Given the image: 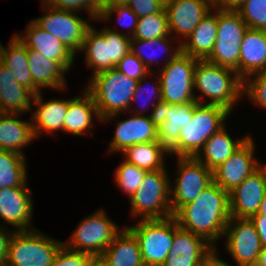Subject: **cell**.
<instances>
[{"label":"cell","instance_id":"32","mask_svg":"<svg viewBox=\"0 0 266 266\" xmlns=\"http://www.w3.org/2000/svg\"><path fill=\"white\" fill-rule=\"evenodd\" d=\"M84 97L68 100V110L64 119V131L77 136H82L84 131H89L93 115L100 119L92 95L85 89Z\"/></svg>","mask_w":266,"mask_h":266},{"label":"cell","instance_id":"19","mask_svg":"<svg viewBox=\"0 0 266 266\" xmlns=\"http://www.w3.org/2000/svg\"><path fill=\"white\" fill-rule=\"evenodd\" d=\"M135 111L133 117L117 123L109 151L122 152L126 148L138 143L157 141V115L146 116L143 114V110Z\"/></svg>","mask_w":266,"mask_h":266},{"label":"cell","instance_id":"49","mask_svg":"<svg viewBox=\"0 0 266 266\" xmlns=\"http://www.w3.org/2000/svg\"><path fill=\"white\" fill-rule=\"evenodd\" d=\"M216 253L217 249H215V253L202 266H231L227 262L221 260L220 257L218 258Z\"/></svg>","mask_w":266,"mask_h":266},{"label":"cell","instance_id":"35","mask_svg":"<svg viewBox=\"0 0 266 266\" xmlns=\"http://www.w3.org/2000/svg\"><path fill=\"white\" fill-rule=\"evenodd\" d=\"M168 16L165 8L156 14L138 18L136 31L131 39L150 40L169 36Z\"/></svg>","mask_w":266,"mask_h":266},{"label":"cell","instance_id":"5","mask_svg":"<svg viewBox=\"0 0 266 266\" xmlns=\"http://www.w3.org/2000/svg\"><path fill=\"white\" fill-rule=\"evenodd\" d=\"M230 113L222 106L197 102L193 118L180 130L179 157H195L204 143L224 127L225 119Z\"/></svg>","mask_w":266,"mask_h":266},{"label":"cell","instance_id":"50","mask_svg":"<svg viewBox=\"0 0 266 266\" xmlns=\"http://www.w3.org/2000/svg\"><path fill=\"white\" fill-rule=\"evenodd\" d=\"M255 266H266V247H262Z\"/></svg>","mask_w":266,"mask_h":266},{"label":"cell","instance_id":"14","mask_svg":"<svg viewBox=\"0 0 266 266\" xmlns=\"http://www.w3.org/2000/svg\"><path fill=\"white\" fill-rule=\"evenodd\" d=\"M226 248L237 266H255L262 245L254 224L249 218L231 217L224 231Z\"/></svg>","mask_w":266,"mask_h":266},{"label":"cell","instance_id":"25","mask_svg":"<svg viewBox=\"0 0 266 266\" xmlns=\"http://www.w3.org/2000/svg\"><path fill=\"white\" fill-rule=\"evenodd\" d=\"M34 94L20 85L11 71L0 62V113H25L32 110Z\"/></svg>","mask_w":266,"mask_h":266},{"label":"cell","instance_id":"46","mask_svg":"<svg viewBox=\"0 0 266 266\" xmlns=\"http://www.w3.org/2000/svg\"><path fill=\"white\" fill-rule=\"evenodd\" d=\"M14 231L7 232L5 227L0 226V263L6 262L10 239Z\"/></svg>","mask_w":266,"mask_h":266},{"label":"cell","instance_id":"33","mask_svg":"<svg viewBox=\"0 0 266 266\" xmlns=\"http://www.w3.org/2000/svg\"><path fill=\"white\" fill-rule=\"evenodd\" d=\"M125 161L148 171L164 169V152L157 141L138 143L122 151Z\"/></svg>","mask_w":266,"mask_h":266},{"label":"cell","instance_id":"55","mask_svg":"<svg viewBox=\"0 0 266 266\" xmlns=\"http://www.w3.org/2000/svg\"><path fill=\"white\" fill-rule=\"evenodd\" d=\"M207 1H209L211 4H213L214 7L216 6V1H217V0H207Z\"/></svg>","mask_w":266,"mask_h":266},{"label":"cell","instance_id":"8","mask_svg":"<svg viewBox=\"0 0 266 266\" xmlns=\"http://www.w3.org/2000/svg\"><path fill=\"white\" fill-rule=\"evenodd\" d=\"M167 171L159 169L144 175L139 189L130 197L133 216L144 219H164L172 216L170 208L171 181Z\"/></svg>","mask_w":266,"mask_h":266},{"label":"cell","instance_id":"13","mask_svg":"<svg viewBox=\"0 0 266 266\" xmlns=\"http://www.w3.org/2000/svg\"><path fill=\"white\" fill-rule=\"evenodd\" d=\"M43 6L47 13L33 22L42 30L58 38L74 55L82 47L90 23L80 18L74 11ZM75 13V14H74Z\"/></svg>","mask_w":266,"mask_h":266},{"label":"cell","instance_id":"7","mask_svg":"<svg viewBox=\"0 0 266 266\" xmlns=\"http://www.w3.org/2000/svg\"><path fill=\"white\" fill-rule=\"evenodd\" d=\"M178 227L173 215L164 219H141L136 226L127 227L138 240L143 266L164 264Z\"/></svg>","mask_w":266,"mask_h":266},{"label":"cell","instance_id":"42","mask_svg":"<svg viewBox=\"0 0 266 266\" xmlns=\"http://www.w3.org/2000/svg\"><path fill=\"white\" fill-rule=\"evenodd\" d=\"M115 68L130 79L136 81H139L142 77L150 74L145 64L132 52L125 55Z\"/></svg>","mask_w":266,"mask_h":266},{"label":"cell","instance_id":"12","mask_svg":"<svg viewBox=\"0 0 266 266\" xmlns=\"http://www.w3.org/2000/svg\"><path fill=\"white\" fill-rule=\"evenodd\" d=\"M177 158L179 176L176 178V185L172 186L173 189L170 187L172 215L182 206L194 201L201 191L213 182L212 171L195 157Z\"/></svg>","mask_w":266,"mask_h":266},{"label":"cell","instance_id":"17","mask_svg":"<svg viewBox=\"0 0 266 266\" xmlns=\"http://www.w3.org/2000/svg\"><path fill=\"white\" fill-rule=\"evenodd\" d=\"M215 249L203 237L178 227L162 266H202L215 253Z\"/></svg>","mask_w":266,"mask_h":266},{"label":"cell","instance_id":"20","mask_svg":"<svg viewBox=\"0 0 266 266\" xmlns=\"http://www.w3.org/2000/svg\"><path fill=\"white\" fill-rule=\"evenodd\" d=\"M214 8L207 0H169L165 2L170 35L173 32L185 40L200 21Z\"/></svg>","mask_w":266,"mask_h":266},{"label":"cell","instance_id":"53","mask_svg":"<svg viewBox=\"0 0 266 266\" xmlns=\"http://www.w3.org/2000/svg\"><path fill=\"white\" fill-rule=\"evenodd\" d=\"M109 0H94V4L101 10Z\"/></svg>","mask_w":266,"mask_h":266},{"label":"cell","instance_id":"10","mask_svg":"<svg viewBox=\"0 0 266 266\" xmlns=\"http://www.w3.org/2000/svg\"><path fill=\"white\" fill-rule=\"evenodd\" d=\"M197 60L180 52L173 60L163 64V69H159L163 104L180 105L191 101L203 104L193 92Z\"/></svg>","mask_w":266,"mask_h":266},{"label":"cell","instance_id":"54","mask_svg":"<svg viewBox=\"0 0 266 266\" xmlns=\"http://www.w3.org/2000/svg\"><path fill=\"white\" fill-rule=\"evenodd\" d=\"M93 266H105L99 259H95Z\"/></svg>","mask_w":266,"mask_h":266},{"label":"cell","instance_id":"47","mask_svg":"<svg viewBox=\"0 0 266 266\" xmlns=\"http://www.w3.org/2000/svg\"><path fill=\"white\" fill-rule=\"evenodd\" d=\"M249 219L257 230L262 247H266V219H264V215H253Z\"/></svg>","mask_w":266,"mask_h":266},{"label":"cell","instance_id":"15","mask_svg":"<svg viewBox=\"0 0 266 266\" xmlns=\"http://www.w3.org/2000/svg\"><path fill=\"white\" fill-rule=\"evenodd\" d=\"M254 148L253 139L249 136L225 162L212 171L213 182L228 193L241 184L261 166L253 158Z\"/></svg>","mask_w":266,"mask_h":266},{"label":"cell","instance_id":"48","mask_svg":"<svg viewBox=\"0 0 266 266\" xmlns=\"http://www.w3.org/2000/svg\"><path fill=\"white\" fill-rule=\"evenodd\" d=\"M245 0H217L216 6L221 9L236 10Z\"/></svg>","mask_w":266,"mask_h":266},{"label":"cell","instance_id":"38","mask_svg":"<svg viewBox=\"0 0 266 266\" xmlns=\"http://www.w3.org/2000/svg\"><path fill=\"white\" fill-rule=\"evenodd\" d=\"M236 11L249 29H266V0H245Z\"/></svg>","mask_w":266,"mask_h":266},{"label":"cell","instance_id":"40","mask_svg":"<svg viewBox=\"0 0 266 266\" xmlns=\"http://www.w3.org/2000/svg\"><path fill=\"white\" fill-rule=\"evenodd\" d=\"M94 261L95 258L92 255L68 249L63 244L51 266H93Z\"/></svg>","mask_w":266,"mask_h":266},{"label":"cell","instance_id":"37","mask_svg":"<svg viewBox=\"0 0 266 266\" xmlns=\"http://www.w3.org/2000/svg\"><path fill=\"white\" fill-rule=\"evenodd\" d=\"M146 172V170L124 160L115 171V181L130 198L139 189Z\"/></svg>","mask_w":266,"mask_h":266},{"label":"cell","instance_id":"45","mask_svg":"<svg viewBox=\"0 0 266 266\" xmlns=\"http://www.w3.org/2000/svg\"><path fill=\"white\" fill-rule=\"evenodd\" d=\"M127 5L138 18L160 13L165 8L163 0H130Z\"/></svg>","mask_w":266,"mask_h":266},{"label":"cell","instance_id":"16","mask_svg":"<svg viewBox=\"0 0 266 266\" xmlns=\"http://www.w3.org/2000/svg\"><path fill=\"white\" fill-rule=\"evenodd\" d=\"M191 101L180 105L162 104L158 108L157 142L164 153L179 157V134L187 121L193 118L194 105Z\"/></svg>","mask_w":266,"mask_h":266},{"label":"cell","instance_id":"28","mask_svg":"<svg viewBox=\"0 0 266 266\" xmlns=\"http://www.w3.org/2000/svg\"><path fill=\"white\" fill-rule=\"evenodd\" d=\"M6 49L0 44V62L5 65L18 83L29 89L34 95L41 93L34 85L28 64V49L13 35Z\"/></svg>","mask_w":266,"mask_h":266},{"label":"cell","instance_id":"24","mask_svg":"<svg viewBox=\"0 0 266 266\" xmlns=\"http://www.w3.org/2000/svg\"><path fill=\"white\" fill-rule=\"evenodd\" d=\"M98 259L105 266H143L138 240L127 227L114 237Z\"/></svg>","mask_w":266,"mask_h":266},{"label":"cell","instance_id":"23","mask_svg":"<svg viewBox=\"0 0 266 266\" xmlns=\"http://www.w3.org/2000/svg\"><path fill=\"white\" fill-rule=\"evenodd\" d=\"M265 71L266 32L248 28L241 42L238 76L244 81L250 75Z\"/></svg>","mask_w":266,"mask_h":266},{"label":"cell","instance_id":"30","mask_svg":"<svg viewBox=\"0 0 266 266\" xmlns=\"http://www.w3.org/2000/svg\"><path fill=\"white\" fill-rule=\"evenodd\" d=\"M225 128L226 126L213 134L195 156L198 161L203 163L211 171L225 162L250 136L248 135L234 140L226 132Z\"/></svg>","mask_w":266,"mask_h":266},{"label":"cell","instance_id":"3","mask_svg":"<svg viewBox=\"0 0 266 266\" xmlns=\"http://www.w3.org/2000/svg\"><path fill=\"white\" fill-rule=\"evenodd\" d=\"M194 89H198L209 98L208 104L222 106L231 112L243 95V80L235 70L207 60H197L194 70Z\"/></svg>","mask_w":266,"mask_h":266},{"label":"cell","instance_id":"39","mask_svg":"<svg viewBox=\"0 0 266 266\" xmlns=\"http://www.w3.org/2000/svg\"><path fill=\"white\" fill-rule=\"evenodd\" d=\"M244 94L254 101L255 104L266 109V73H256L248 76L243 81V95Z\"/></svg>","mask_w":266,"mask_h":266},{"label":"cell","instance_id":"51","mask_svg":"<svg viewBox=\"0 0 266 266\" xmlns=\"http://www.w3.org/2000/svg\"><path fill=\"white\" fill-rule=\"evenodd\" d=\"M129 1L130 0H109V2L103 8L127 5Z\"/></svg>","mask_w":266,"mask_h":266},{"label":"cell","instance_id":"52","mask_svg":"<svg viewBox=\"0 0 266 266\" xmlns=\"http://www.w3.org/2000/svg\"><path fill=\"white\" fill-rule=\"evenodd\" d=\"M255 215H264V219H266V192L260 204V208L257 214Z\"/></svg>","mask_w":266,"mask_h":266},{"label":"cell","instance_id":"6","mask_svg":"<svg viewBox=\"0 0 266 266\" xmlns=\"http://www.w3.org/2000/svg\"><path fill=\"white\" fill-rule=\"evenodd\" d=\"M64 242L37 229L15 230L9 243L7 266H51Z\"/></svg>","mask_w":266,"mask_h":266},{"label":"cell","instance_id":"22","mask_svg":"<svg viewBox=\"0 0 266 266\" xmlns=\"http://www.w3.org/2000/svg\"><path fill=\"white\" fill-rule=\"evenodd\" d=\"M25 35L15 34L27 49L38 51L45 58L58 62L66 71L73 65L74 54L55 36L42 30L33 21L24 31Z\"/></svg>","mask_w":266,"mask_h":266},{"label":"cell","instance_id":"31","mask_svg":"<svg viewBox=\"0 0 266 266\" xmlns=\"http://www.w3.org/2000/svg\"><path fill=\"white\" fill-rule=\"evenodd\" d=\"M29 71L34 85L41 90V87L53 89L66 88L64 73L67 71L56 61L45 58L38 51L28 49Z\"/></svg>","mask_w":266,"mask_h":266},{"label":"cell","instance_id":"4","mask_svg":"<svg viewBox=\"0 0 266 266\" xmlns=\"http://www.w3.org/2000/svg\"><path fill=\"white\" fill-rule=\"evenodd\" d=\"M80 50L85 51V61L94 70L95 75L115 68L119 61L131 52V35L109 28L98 32L91 26Z\"/></svg>","mask_w":266,"mask_h":266},{"label":"cell","instance_id":"11","mask_svg":"<svg viewBox=\"0 0 266 266\" xmlns=\"http://www.w3.org/2000/svg\"><path fill=\"white\" fill-rule=\"evenodd\" d=\"M120 231L106 213L99 209L81 221L70 242L64 245L68 249L88 253L98 259Z\"/></svg>","mask_w":266,"mask_h":266},{"label":"cell","instance_id":"36","mask_svg":"<svg viewBox=\"0 0 266 266\" xmlns=\"http://www.w3.org/2000/svg\"><path fill=\"white\" fill-rule=\"evenodd\" d=\"M168 40H170V35L169 36H166V37H161V38H153V39H150V40L131 39V52L134 55H136L145 64V66L150 71L151 70L150 68H151L152 64L155 63L154 57L157 54H155L152 51V54L151 55H149V56L147 55L146 56L145 54H143V51H144L143 48L146 49V47H148V48L150 47L149 49H151V48L154 47V49H155V48H158L159 47V49L160 48L163 49V47H164L165 49H163V50H165L166 53L167 52L169 53L168 54L169 59L168 60L166 59V62H165V64H167L170 60H173L181 52V43H179L178 44V47H176L175 49H173V52H171L170 50L172 49L171 47H173V46L170 45L171 42L168 41ZM136 45L137 46L139 45V47H136ZM152 55H154V57Z\"/></svg>","mask_w":266,"mask_h":266},{"label":"cell","instance_id":"21","mask_svg":"<svg viewBox=\"0 0 266 266\" xmlns=\"http://www.w3.org/2000/svg\"><path fill=\"white\" fill-rule=\"evenodd\" d=\"M33 203L31 190L27 186L0 189V218L17 231L29 230ZM28 228V229H27Z\"/></svg>","mask_w":266,"mask_h":266},{"label":"cell","instance_id":"2","mask_svg":"<svg viewBox=\"0 0 266 266\" xmlns=\"http://www.w3.org/2000/svg\"><path fill=\"white\" fill-rule=\"evenodd\" d=\"M137 83L116 68L92 76L85 89L92 95L102 122L121 112H134L130 106Z\"/></svg>","mask_w":266,"mask_h":266},{"label":"cell","instance_id":"44","mask_svg":"<svg viewBox=\"0 0 266 266\" xmlns=\"http://www.w3.org/2000/svg\"><path fill=\"white\" fill-rule=\"evenodd\" d=\"M147 77L148 76L146 75V76L142 77L138 81L136 90H135L134 95H133V98H132V104H133L134 101L137 102V100H140V97L142 96V94H143L144 91H145L144 93H146V92L149 93V91H150L152 94L151 95H148L150 97L147 96L149 98L147 100L150 101L151 100L150 98H152V96L155 97V98H153V101H152L153 103L151 102V104H152L151 106H153V107H152V110H151L152 112H151L150 115H157L158 108L163 104L162 94H161L160 79L159 78L157 79L158 81H157L156 85L153 86V89H149V88H146L145 89L142 82H145V79H147ZM154 99H156V102H155ZM145 102H146V100H145ZM143 105H144L143 106L144 108L147 107V106H145V104H143Z\"/></svg>","mask_w":266,"mask_h":266},{"label":"cell","instance_id":"43","mask_svg":"<svg viewBox=\"0 0 266 266\" xmlns=\"http://www.w3.org/2000/svg\"><path fill=\"white\" fill-rule=\"evenodd\" d=\"M45 4L67 11L87 10L89 17L93 20L98 19L100 9L94 4V0H46Z\"/></svg>","mask_w":266,"mask_h":266},{"label":"cell","instance_id":"34","mask_svg":"<svg viewBox=\"0 0 266 266\" xmlns=\"http://www.w3.org/2000/svg\"><path fill=\"white\" fill-rule=\"evenodd\" d=\"M24 154L0 150V189L26 186Z\"/></svg>","mask_w":266,"mask_h":266},{"label":"cell","instance_id":"56","mask_svg":"<svg viewBox=\"0 0 266 266\" xmlns=\"http://www.w3.org/2000/svg\"><path fill=\"white\" fill-rule=\"evenodd\" d=\"M0 266H7V265H6V262H4V263H0Z\"/></svg>","mask_w":266,"mask_h":266},{"label":"cell","instance_id":"29","mask_svg":"<svg viewBox=\"0 0 266 266\" xmlns=\"http://www.w3.org/2000/svg\"><path fill=\"white\" fill-rule=\"evenodd\" d=\"M16 116L17 113H0V150L24 154L21 149L36 137L32 121L18 120Z\"/></svg>","mask_w":266,"mask_h":266},{"label":"cell","instance_id":"1","mask_svg":"<svg viewBox=\"0 0 266 266\" xmlns=\"http://www.w3.org/2000/svg\"><path fill=\"white\" fill-rule=\"evenodd\" d=\"M173 216L179 227L203 237L215 248L214 243L224 235L231 218L229 193L212 182Z\"/></svg>","mask_w":266,"mask_h":266},{"label":"cell","instance_id":"26","mask_svg":"<svg viewBox=\"0 0 266 266\" xmlns=\"http://www.w3.org/2000/svg\"><path fill=\"white\" fill-rule=\"evenodd\" d=\"M34 100V101H33ZM32 102L38 106L32 115V126L35 137L46 131L52 133L64 131V119L68 110V100L51 99L44 102L40 93L34 95Z\"/></svg>","mask_w":266,"mask_h":266},{"label":"cell","instance_id":"9","mask_svg":"<svg viewBox=\"0 0 266 266\" xmlns=\"http://www.w3.org/2000/svg\"><path fill=\"white\" fill-rule=\"evenodd\" d=\"M217 38L207 61L238 74L241 42L248 26L236 10L217 7Z\"/></svg>","mask_w":266,"mask_h":266},{"label":"cell","instance_id":"27","mask_svg":"<svg viewBox=\"0 0 266 266\" xmlns=\"http://www.w3.org/2000/svg\"><path fill=\"white\" fill-rule=\"evenodd\" d=\"M216 13L210 11L194 28L192 34L181 42V52L198 60H206L212 53L217 38V7Z\"/></svg>","mask_w":266,"mask_h":266},{"label":"cell","instance_id":"18","mask_svg":"<svg viewBox=\"0 0 266 266\" xmlns=\"http://www.w3.org/2000/svg\"><path fill=\"white\" fill-rule=\"evenodd\" d=\"M266 192V165L250 174L241 184L229 192L230 215L234 218H250L258 213Z\"/></svg>","mask_w":266,"mask_h":266},{"label":"cell","instance_id":"41","mask_svg":"<svg viewBox=\"0 0 266 266\" xmlns=\"http://www.w3.org/2000/svg\"><path fill=\"white\" fill-rule=\"evenodd\" d=\"M114 12L118 13V20H119L118 22H120L121 26L123 25L124 27L130 29L132 28V30H130L131 31L130 33L132 35L131 37H133L138 23V16L130 9L128 5L102 8L98 16V19H100L99 21H101L102 19L104 21L110 20L111 15Z\"/></svg>","mask_w":266,"mask_h":266}]
</instances>
